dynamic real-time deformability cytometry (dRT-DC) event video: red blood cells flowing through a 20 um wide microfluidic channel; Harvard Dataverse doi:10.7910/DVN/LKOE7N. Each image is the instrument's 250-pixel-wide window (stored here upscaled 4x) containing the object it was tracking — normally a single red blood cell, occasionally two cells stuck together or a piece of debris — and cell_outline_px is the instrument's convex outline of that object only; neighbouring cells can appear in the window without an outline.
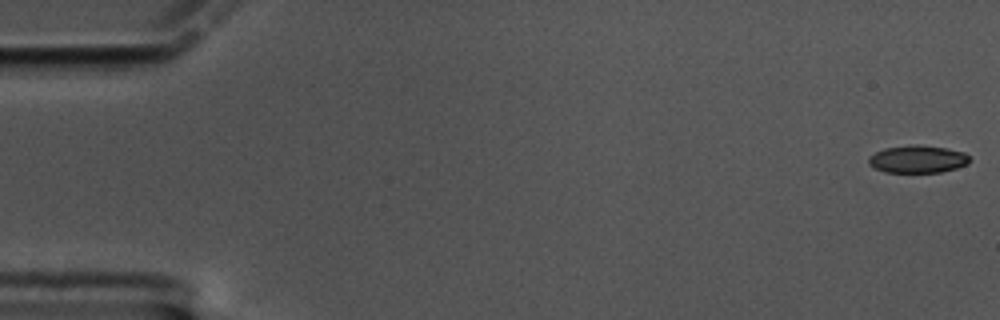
{"species": "common noctule bat (a hibernating species)", "species_latin": "Nyctalus noctula", "temperature_condition": "cold", "stored_images_in_passage": 28, "camera_frame_rate_fps": 3000, "um_per_image_px": 0.085, "animal": {"sex": "male", "body_mass_g": 17.5, "forearm_length_mm": 52.3}, "frame": {"image": 1, "passage_image": 1, "time_ms": 0.0, "image_size_px": [1000, 320], "cell_outline_px": [[968, 164], [956, 168], [940, 172], [884, 172], [868, 164], [868, 156], [884, 148], [916, 144], [948, 148], [964, 152], [968, 156]], "centroid_in_image_um": [77.98, 13.52], "position_along_channel_um": 7.0, "area_um2": 16.18}}
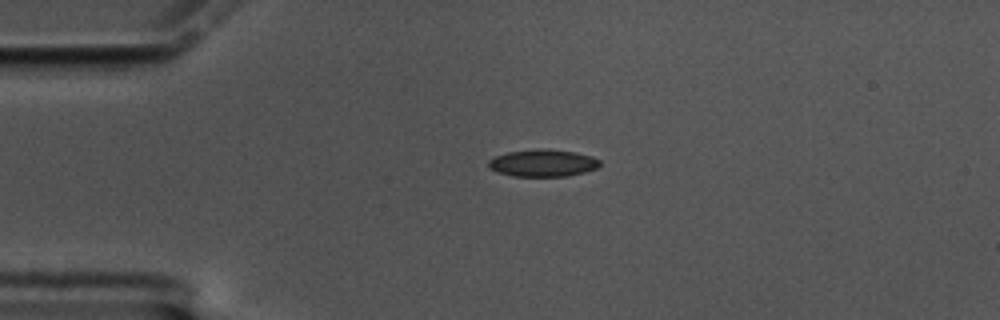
{"frame": {"image": 2, "passage_image": 14, "time_ms": 4.333, "image_size_px": [1000, 320], "cell_outline_px": [[600, 164], [596, 168], [584, 172], [568, 176], [512, 176], [488, 168], [488, 160], [496, 156], [508, 152], [536, 148], [548, 148], [572, 152], [592, 156], [600, 160]], "centroid_in_image_um": [46.13, 13.85], "position_along_channel_um": 38.9, "area_um2": 17.63}}